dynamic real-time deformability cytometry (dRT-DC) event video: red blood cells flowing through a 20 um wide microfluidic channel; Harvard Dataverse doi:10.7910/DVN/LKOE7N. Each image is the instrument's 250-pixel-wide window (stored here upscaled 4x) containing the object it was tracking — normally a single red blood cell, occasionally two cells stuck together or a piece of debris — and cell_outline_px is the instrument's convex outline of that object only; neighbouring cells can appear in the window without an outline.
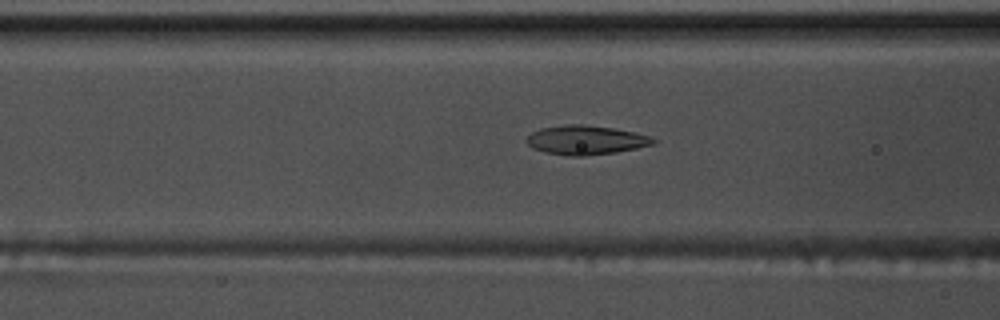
{"species": "common noctule bat (a hibernating species)", "species_latin": "Nyctalus noctula", "temperature_condition": "warm", "stored_images_in_passage": 37, "camera_frame_rate_fps": 3000, "um_per_image_px": 0.085, "animal": {"sex": "male", "body_mass_g": 17.5, "forearm_length_mm": 52.3}, "frame": {"image": 1, "passage_image": 5, "time_ms": 1.333, "image_size_px": [1000, 320], "cell_outline_px": [[656, 144], [616, 152], [584, 156], [568, 156], [548, 152], [532, 148], [524, 140], [532, 132], [540, 128], [564, 124], [580, 124], [612, 128], [632, 132], [648, 136], [656, 140]], "centroid_in_image_um": [49.76, 11.9], "position_along_channel_um": 116.8, "area_um2": 21.39}}
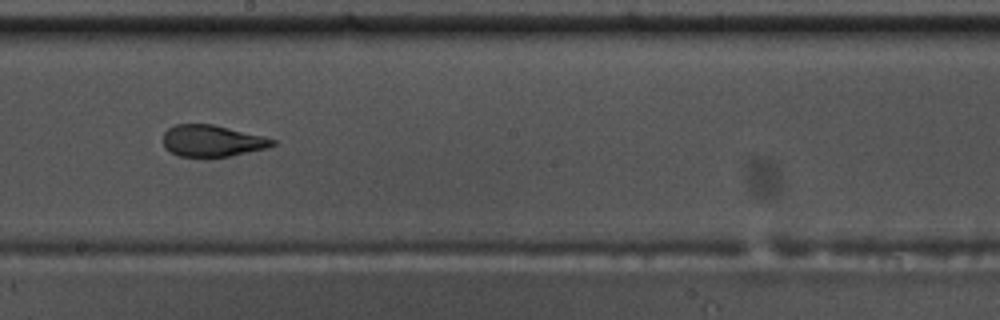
{"frame": {"image": 2, "passage_image": 14, "time_ms": 4.333, "image_size_px": [1000, 320], "cell_outline_px": [[276, 144], [268, 148], [208, 160], [180, 156], [164, 148], [164, 132], [168, 128], [176, 124], [212, 124], [264, 136], [276, 140]], "centroid_in_image_um": [18.03, 12.01], "position_along_channel_um": 230.2, "area_um2": 20.63}}
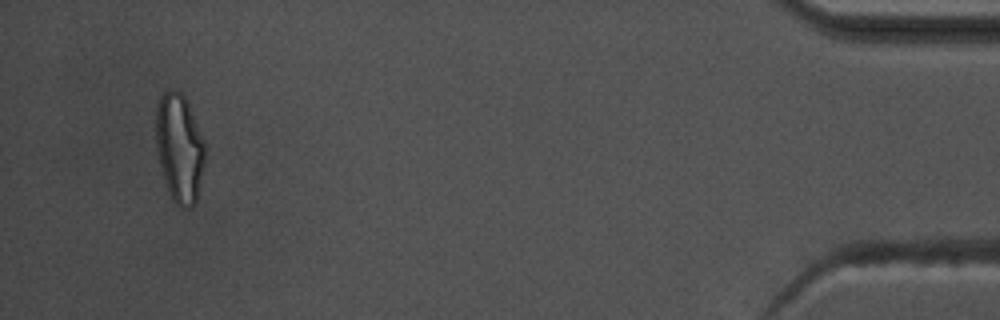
{"frame": {"image": 3, "passage_image": 35, "time_ms": 11.333, "image_size_px": [1000, 320], "cell_outline_px": [[204, 160], [196, 200], [192, 208], [180, 208], [172, 200], [168, 192], [156, 152], [156, 104], [160, 96], [168, 88], [172, 88], [180, 92], [184, 96], [188, 104], [204, 140]], "centroid_in_image_um": [15.22, 12.57], "position_along_channel_um": 420.0, "area_um2": 31.04}, "authors_computed_cell_mechanics": {"area_um2": 21.2704, "velocity_mm_per_s": 3.794, "shape_relaxation_time_tau1_ms": 5.1128, "shape_relaxation_time_tau2_ms": 1.5316, "deformation_change_tau1": 0.2071, "deformation_change_tau2": 0.1008}}